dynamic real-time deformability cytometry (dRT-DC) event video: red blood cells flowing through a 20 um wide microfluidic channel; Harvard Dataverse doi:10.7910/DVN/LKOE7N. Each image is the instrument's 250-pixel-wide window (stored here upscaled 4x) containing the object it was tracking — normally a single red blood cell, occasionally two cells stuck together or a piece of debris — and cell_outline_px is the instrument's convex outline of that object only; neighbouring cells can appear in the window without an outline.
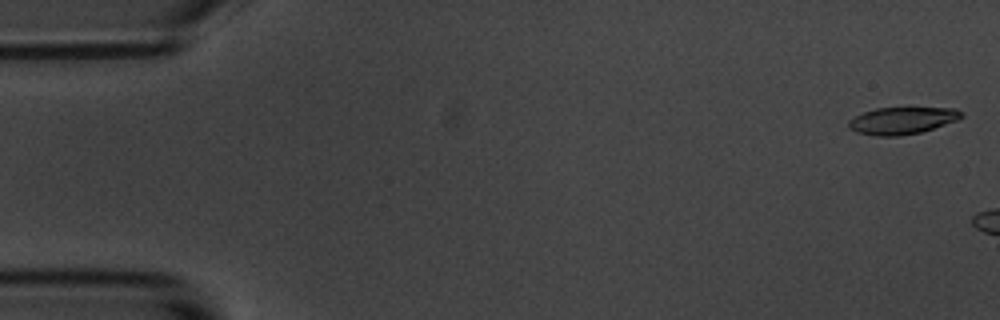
{"species": "common noctule bat (a hibernating species)", "species_latin": "Nyctalus noctula", "temperature_condition": "room temperature", "stored_images_in_passage": 7, "camera_frame_rate_fps": 3000, "um_per_image_px": 0.085, "animal": {"sex": "male", "body_mass_g": 20.1, "forearm_length_mm": 53.5}, "frame": {"image": 1, "passage_image": 2, "time_ms": 0.333, "image_size_px": [1000, 320], "cell_outline_px": [[964, 116], [956, 120], [920, 132], [900, 136], [876, 136], [856, 132], [848, 128], [848, 120], [864, 112], [876, 108], [956, 108], [964, 112]], "centroid_in_image_um": [76.66, 10.25], "position_along_channel_um": 8.3, "area_um2": 17.69}}